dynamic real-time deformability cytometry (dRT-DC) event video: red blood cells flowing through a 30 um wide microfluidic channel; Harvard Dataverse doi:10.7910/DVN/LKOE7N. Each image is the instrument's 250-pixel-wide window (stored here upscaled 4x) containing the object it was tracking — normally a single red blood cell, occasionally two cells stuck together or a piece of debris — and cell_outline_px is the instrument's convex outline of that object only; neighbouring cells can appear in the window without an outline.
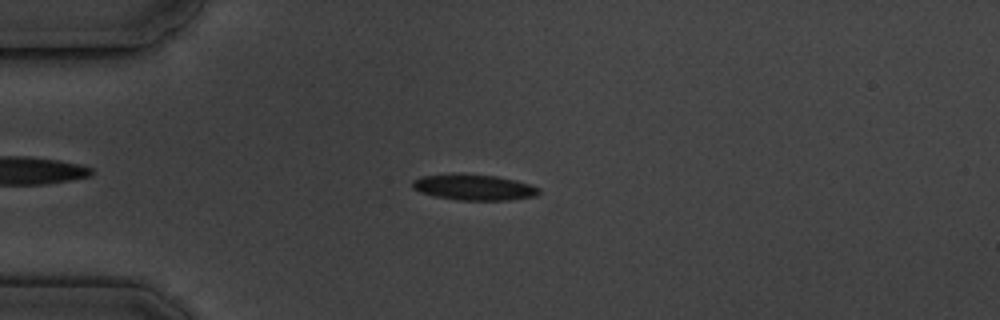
{"species": "common noctule bat (a hibernating species)", "species_latin": "Nyctalus noctula", "temperature_condition": "cold", "stored_images_in_passage": 5, "camera_frame_rate_fps": 3000, "um_per_image_px": 0.085, "animal": {"sex": "male", "body_mass_g": 19.5, "forearm_length_mm": 54.6}, "frame": {"image": 1, "passage_image": 4, "time_ms": 3.333, "image_size_px": [1000, 320], "cell_outline_px": [[540, 192], [536, 196], [508, 200], [456, 200], [436, 196], [420, 192], [412, 188], [412, 180], [420, 176], [496, 176], [516, 180], [540, 188]], "centroid_in_image_um": [40.32, 15.96], "position_along_channel_um": 44.7, "area_um2": 18.26}}